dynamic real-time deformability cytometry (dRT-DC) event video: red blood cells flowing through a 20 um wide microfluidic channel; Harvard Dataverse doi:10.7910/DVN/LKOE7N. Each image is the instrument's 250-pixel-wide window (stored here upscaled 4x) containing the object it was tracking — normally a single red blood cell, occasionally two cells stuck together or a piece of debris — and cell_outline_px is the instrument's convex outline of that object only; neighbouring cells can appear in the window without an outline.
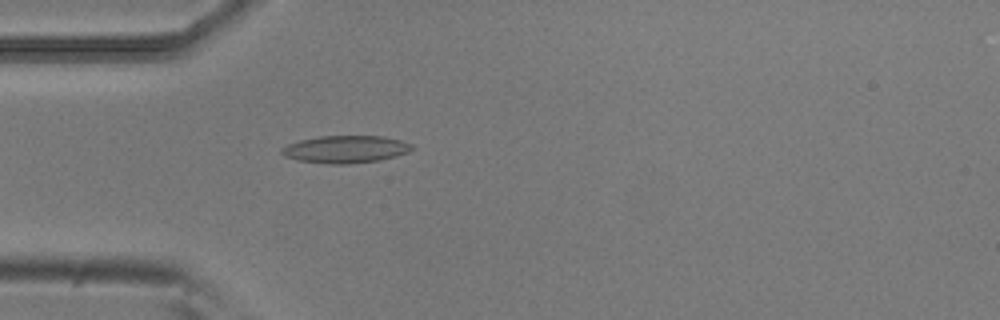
{"species": "common noctule bat (a hibernating species)", "species_latin": "Nyctalus noctula", "temperature_condition": "room temperature", "stored_images_in_passage": 52, "camera_frame_rate_fps": 3000, "um_per_image_px": 0.085, "animal": {"sex": "male", "body_mass_g": 20.5, "forearm_length_mm": 52.5}, "frame": {"image": 1, "passage_image": 14, "time_ms": 4.333, "image_size_px": [1000, 320], "cell_outline_px": [[416, 148], [408, 152], [396, 156], [380, 160], [348, 164], [328, 164], [296, 160], [284, 156], [280, 152], [280, 148], [288, 144], [300, 140], [320, 136], [384, 136], [400, 140], [412, 144]], "centroid_in_image_um": [29.37, 12.69], "position_along_channel_um": 55.6, "area_um2": 20.98}}
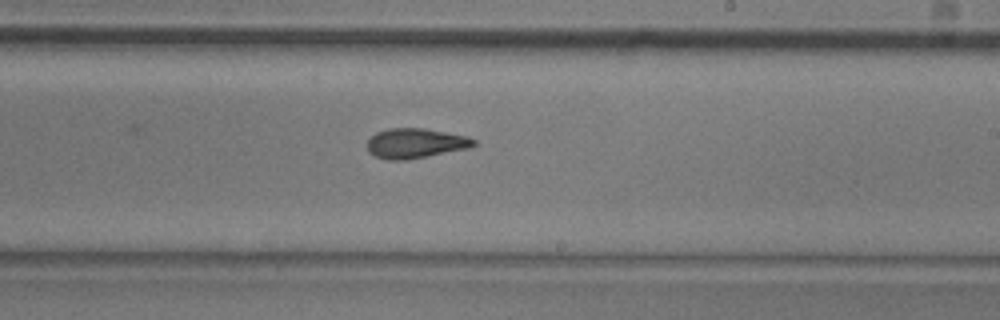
{"frame": {"image": 2, "passage_image": 30, "time_ms": 9.667, "image_size_px": [1000, 320], "cell_outline_px": [[476, 144], [468, 148], [404, 160], [388, 160], [376, 156], [368, 152], [368, 140], [376, 132], [388, 128], [424, 128], [468, 136], [476, 140]], "centroid_in_image_um": [35.3, 12.16], "position_along_channel_um": 253.7, "area_um2": 18.38}}
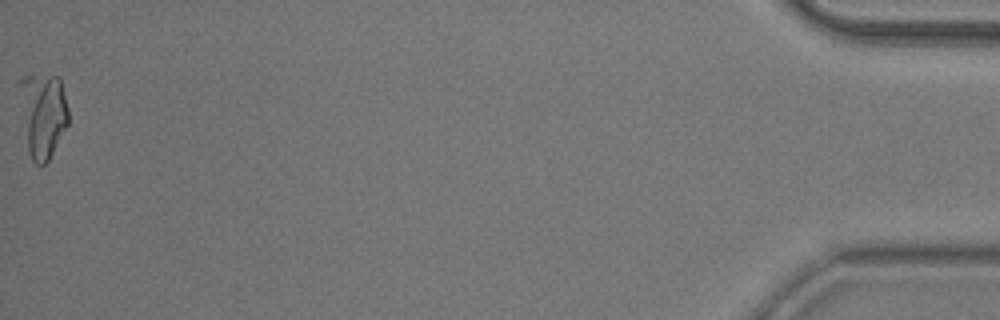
{"frame": {"image": 3, "passage_image": 52, "time_ms": 17.0, "image_size_px": [1000, 320], "cell_outline_px": [[68, 124], [48, 160], [44, 164], [36, 164], [32, 160], [28, 152], [20, 80], [20, 76], [60, 76], [68, 108]], "centroid_in_image_um": [3.7, 9.75], "position_along_channel_um": 431.5, "area_um2": 23.29}, "authors_computed_cell_mechanics": {"area_um2": 18.6983, "velocity_mm_per_s": 3.7857, "shape_relaxation_time_tau1_ms": 8.5339, "shape_relaxation_time_tau2_ms": 3.2551, "deformation_change_tau1": 0.2067, "deformation_change_tau2": 0.1132}}